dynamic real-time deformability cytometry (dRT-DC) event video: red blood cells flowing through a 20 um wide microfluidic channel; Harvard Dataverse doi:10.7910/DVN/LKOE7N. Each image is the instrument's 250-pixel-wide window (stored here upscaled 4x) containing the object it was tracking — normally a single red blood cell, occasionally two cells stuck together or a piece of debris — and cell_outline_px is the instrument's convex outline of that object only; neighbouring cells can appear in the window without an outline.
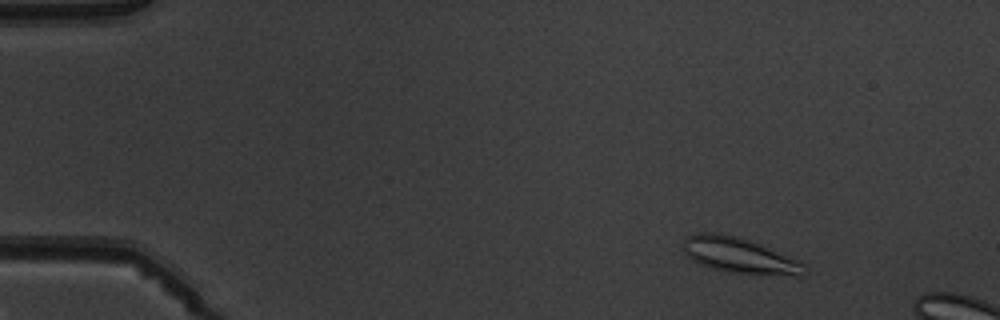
{"species": "common noctule bat (a hibernating species)", "species_latin": "Nyctalus noctula", "temperature_condition": "warm", "stored_images_in_passage": 4, "camera_frame_rate_fps": 3000, "um_per_image_px": 0.085, "animal": {"sex": "male", "body_mass_g": 19.5, "forearm_length_mm": 54.6}, "frame": {"image": 1, "passage_image": 2, "time_ms": 1.333, "image_size_px": [1000, 320], "cell_outline_px": [[808, 272], [800, 276], [796, 276], [732, 272], [712, 268], [700, 264], [692, 260], [684, 252], [684, 240], [688, 236], [696, 232], [716, 232], [736, 236], [760, 244], [800, 260], [804, 264]], "centroid_in_image_um": [62.88, 21.71], "position_along_channel_um": 22.1, "area_um2": 25.03}}